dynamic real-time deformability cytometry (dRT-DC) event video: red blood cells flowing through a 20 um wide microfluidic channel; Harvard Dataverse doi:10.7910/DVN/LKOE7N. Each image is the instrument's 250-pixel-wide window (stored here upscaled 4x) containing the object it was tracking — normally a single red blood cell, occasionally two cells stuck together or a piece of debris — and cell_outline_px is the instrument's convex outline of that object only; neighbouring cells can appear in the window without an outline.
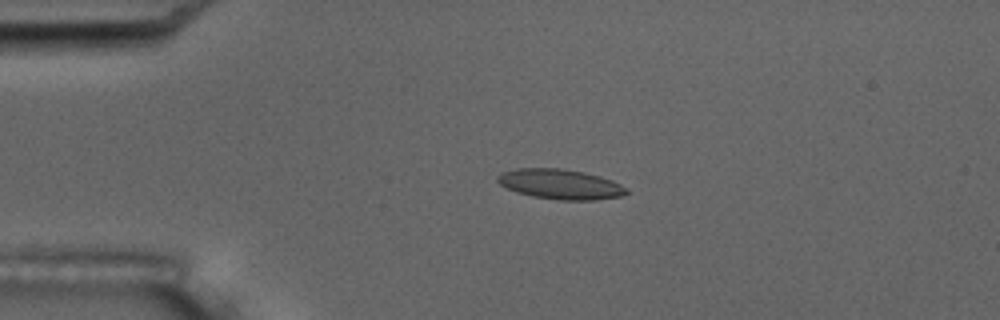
{"species": "common noctule bat (a hibernating species)", "species_latin": "Nyctalus noctula", "temperature_condition": "room temperature", "stored_images_in_passage": 5, "camera_frame_rate_fps": 3000, "um_per_image_px": 0.085, "animal": {"sex": "male", "body_mass_g": 17.5, "forearm_length_mm": 52.3}, "frame": {"image": 1, "passage_image": 4, "time_ms": 3.667, "image_size_px": [1000, 320], "cell_outline_px": [[628, 192], [620, 196], [596, 200], [560, 200], [532, 196], [516, 192], [500, 184], [496, 180], [496, 176], [500, 172], [516, 168], [556, 168], [584, 172], [600, 176], [612, 180], [628, 188]], "centroid_in_image_um": [47.61, 15.65], "position_along_channel_um": 37.4, "area_um2": 22.6}}